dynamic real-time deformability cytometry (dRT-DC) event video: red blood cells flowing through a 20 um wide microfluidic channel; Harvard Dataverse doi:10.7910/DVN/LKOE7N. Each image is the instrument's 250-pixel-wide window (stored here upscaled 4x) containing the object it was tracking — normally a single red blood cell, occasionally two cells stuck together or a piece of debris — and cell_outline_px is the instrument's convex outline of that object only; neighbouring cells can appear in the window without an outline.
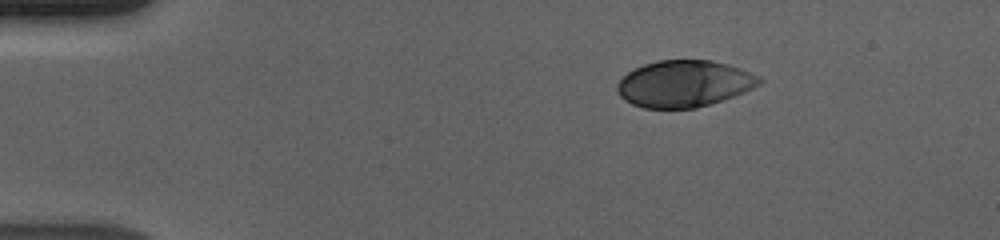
{"species": "human", "species_latin": "Homo sapiens", "temperature_condition": "cold", "stored_images_in_passage": 48, "camera_frame_rate_fps": 3000, "um_per_image_px": 0.085, "donor": {"sex": "male"}, "frame": {"image": 1, "passage_image": 1, "time_ms": 0.0, "image_size_px": [1000, 240], "cell_outline_px": [[764, 80], [760, 84], [744, 92], [724, 100], [696, 108], [644, 108], [632, 104], [624, 100], [616, 92], [616, 84], [628, 72], [644, 64], [656, 60], [712, 60], [728, 64], [740, 68], [760, 76]], "centroid_in_image_um": [58.16, 7.11], "position_along_channel_um": 26.8, "area_um2": 38.84}}
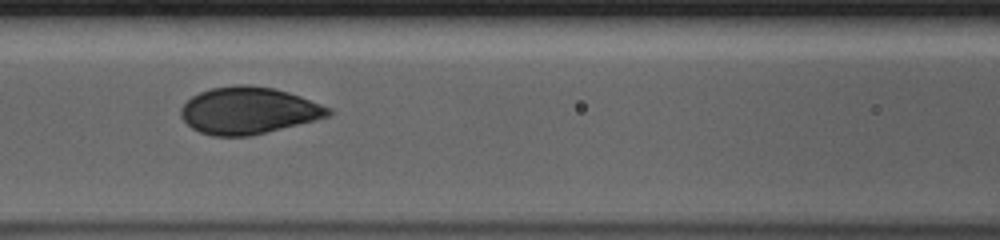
{"frame": {"image": 2, "passage_image": 17, "time_ms": 5.333, "image_size_px": [1000, 240], "cell_outline_px": [[332, 116], [316, 120], [248, 136], [212, 136], [200, 132], [192, 128], [180, 116], [180, 108], [192, 96], [200, 92], [212, 88], [236, 84], [248, 84], [272, 88], [288, 92], [300, 96], [332, 108]], "centroid_in_image_um": [21.13, 9.39], "position_along_channel_um": 145.5, "area_um2": 40.29}}
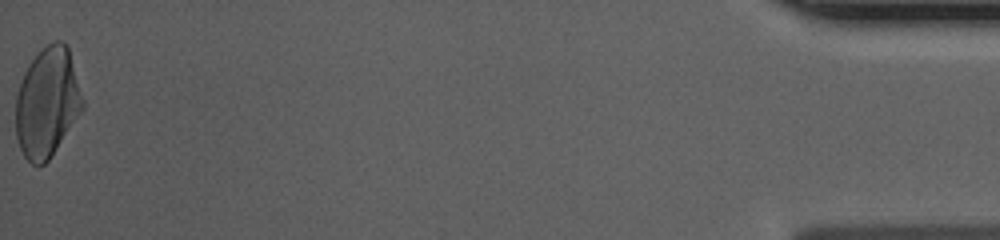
{"frame": {"image": 3, "passage_image": 48, "time_ms": 15.667, "image_size_px": [1000, 240], "cell_outline_px": [[84, 108], [48, 160], [44, 164], [32, 164], [24, 156], [20, 148], [16, 136], [16, 96], [24, 72], [28, 64], [48, 44], [56, 40], [60, 40], [68, 48], [84, 100]], "centroid_in_image_um": [4.01, 8.72], "position_along_channel_um": 431.2, "area_um2": 42.19}, "authors_computed_cell_mechanics": {"area_um2": 40.9513, "velocity_mm_per_s": 3.6703, "shape_relaxation_time_tau1_ms": 3.7691, "shape_relaxation_time_tau2_ms": null, "deformation_change_tau1": 0.1768, "deformation_change_tau2": null}}